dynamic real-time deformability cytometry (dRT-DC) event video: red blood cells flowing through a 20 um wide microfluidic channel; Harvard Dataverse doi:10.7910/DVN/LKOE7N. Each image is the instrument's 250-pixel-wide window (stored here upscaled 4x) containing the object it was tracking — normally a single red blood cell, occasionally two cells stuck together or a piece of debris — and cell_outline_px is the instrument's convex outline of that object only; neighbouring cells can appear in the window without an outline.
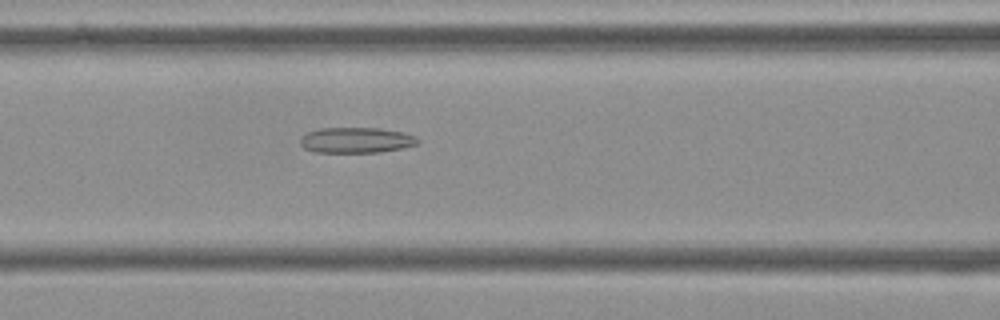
{"species": "Egyptian fruit bat (a non-hibernating species)", "species_latin": "Rousettus aegyptiacus", "temperature_condition": "cold", "stored_images_in_passage": 37, "segment_of_instrument_passage": [1, 2], "camera_frame_rate_fps": 3000, "um_per_image_px": 0.085, "frame": {"image": 1, "passage_image": 15, "time_ms": 4.667, "image_size_px": [1000, 320], "cell_outline_px": [[420, 144], [380, 152], [316, 152], [304, 148], [300, 144], [300, 140], [308, 132], [320, 128], [380, 128], [404, 132], [416, 136], [420, 140]], "centroid_in_image_um": [30.33, 11.91], "position_along_channel_um": 136.3, "area_um2": 17.51}}
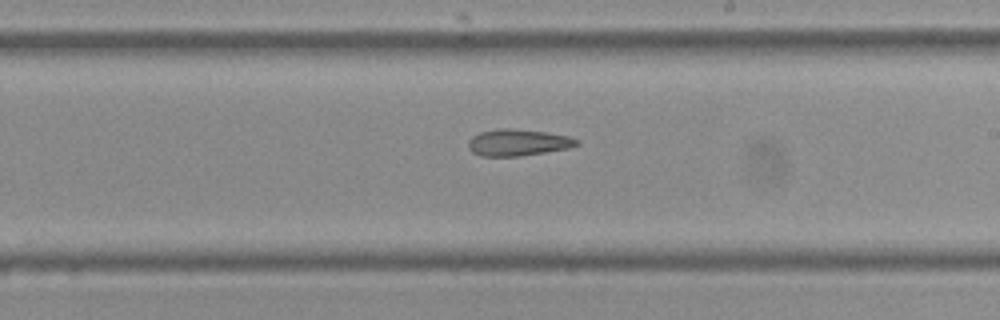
{"frame": {"image": 2, "passage_image": 24, "time_ms": 7.667, "image_size_px": [1000, 320], "cell_outline_px": [[580, 144], [568, 148], [520, 156], [480, 156], [472, 152], [468, 148], [468, 140], [472, 136], [480, 132], [496, 128], [508, 128], [544, 132], [568, 136], [580, 140]], "centroid_in_image_um": [43.99, 12.11], "position_along_channel_um": 245.0, "area_um2": 16.82}}
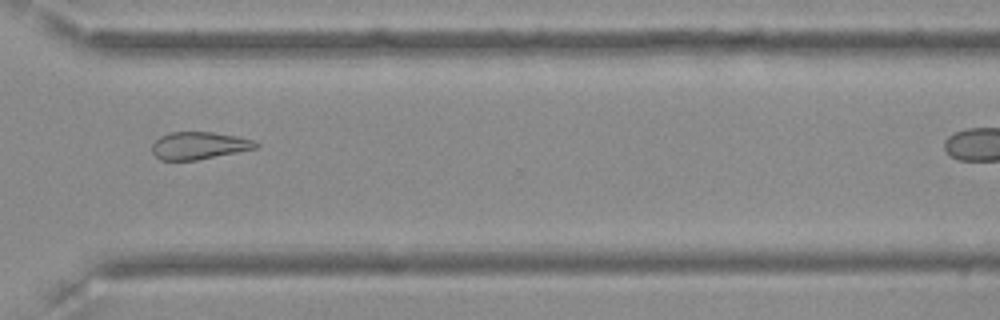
{"frame": {"image": 3, "passage_image": 33, "time_ms": 10.667, "image_size_px": [1000, 320], "cell_outline_px": [[260, 148], [196, 160], [160, 160], [152, 152], [152, 144], [160, 136], [168, 132], [212, 132], [236, 136], [256, 140], [260, 144]], "centroid_in_image_um": [16.96, 12.37], "position_along_channel_um": 353.6, "area_um2": 16.76}}